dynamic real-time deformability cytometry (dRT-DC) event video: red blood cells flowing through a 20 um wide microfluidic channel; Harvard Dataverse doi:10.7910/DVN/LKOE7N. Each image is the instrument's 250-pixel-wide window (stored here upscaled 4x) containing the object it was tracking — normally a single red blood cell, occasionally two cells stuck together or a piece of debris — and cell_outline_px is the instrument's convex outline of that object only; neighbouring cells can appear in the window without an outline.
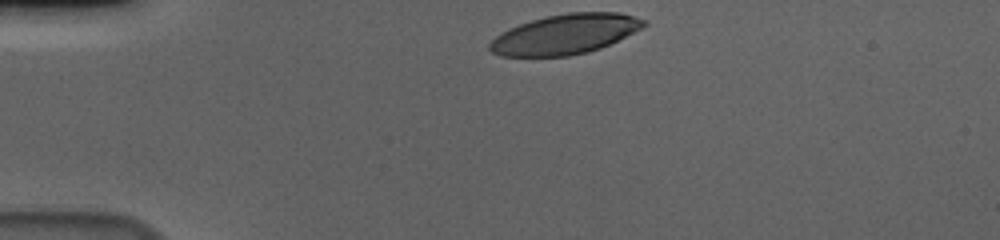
{"species": "human", "species_latin": "Homo sapiens", "temperature_condition": "cold", "stored_images_in_passage": 35, "camera_frame_rate_fps": 3000, "um_per_image_px": 0.085, "donor": {"sex": "male"}, "frame": {"image": 1, "passage_image": 1, "time_ms": 0.0, "image_size_px": [1000, 240], "cell_outline_px": [[648, 24], [600, 48], [588, 52], [568, 56], [500, 56], [492, 52], [488, 48], [488, 44], [500, 32], [508, 28], [532, 20], [548, 16], [568, 12], [620, 12], [648, 20]], "centroid_in_image_um": [48.01, 2.9], "position_along_channel_um": 37.0, "area_um2": 35.66}}
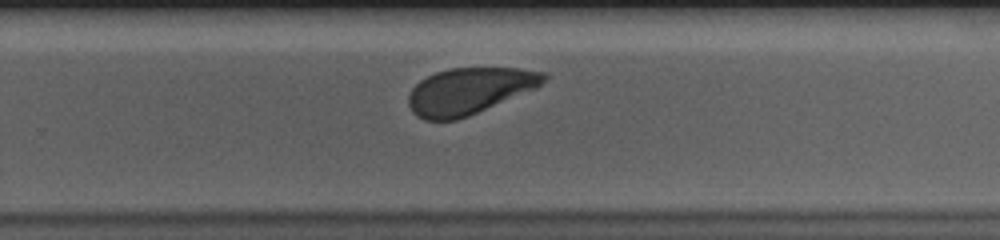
{"frame": {"image": 2, "passage_image": 26, "time_ms": 8.333, "image_size_px": [1000, 240], "cell_outline_px": [[548, 76], [536, 88], [468, 116], [456, 120], [424, 120], [416, 116], [412, 112], [408, 104], [408, 96], [412, 88], [420, 80], [436, 72], [452, 68], [520, 68], [548, 72]], "centroid_in_image_um": [39.88, 7.73], "position_along_channel_um": 289.9, "area_um2": 36.47}}
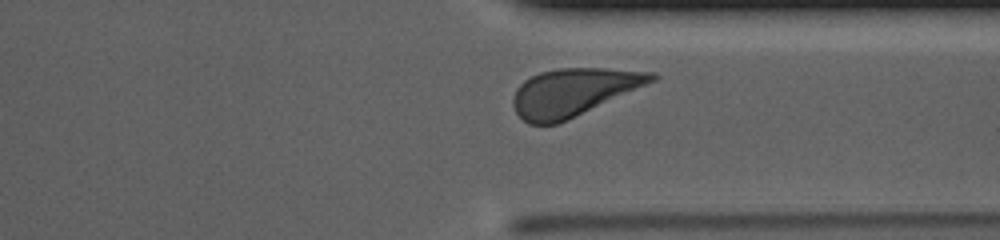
{"frame": {"image": 3, "passage_image": 32, "time_ms": 10.333, "image_size_px": [1000, 240], "cell_outline_px": [[660, 76], [656, 80], [568, 120], [556, 124], [528, 124], [516, 112], [512, 104], [512, 100], [516, 88], [524, 80], [540, 72], [560, 68], [604, 68], [656, 72]], "centroid_in_image_um": [48.74, 7.82], "position_along_channel_um": 362.7, "area_um2": 38.32}, "authors_computed_cell_mechanics": {"area_um2": 38.8994, "velocity_mm_per_s": 3.6168, "shape_relaxation_time_tau1_ms": 3.1826, "shape_relaxation_time_tau2_ms": null, "deformation_change_tau1": 0.1863, "deformation_change_tau2": null}}